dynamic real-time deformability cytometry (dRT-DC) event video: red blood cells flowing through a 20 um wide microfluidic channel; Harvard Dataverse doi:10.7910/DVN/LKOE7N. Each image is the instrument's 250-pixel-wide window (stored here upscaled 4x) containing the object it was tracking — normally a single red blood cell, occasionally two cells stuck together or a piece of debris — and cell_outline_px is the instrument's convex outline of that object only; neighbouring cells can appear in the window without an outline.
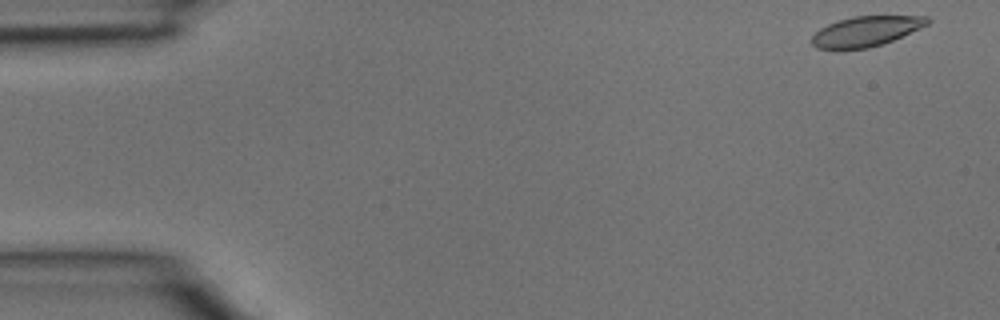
{"species": "common noctule bat (a hibernating species)", "species_latin": "Nyctalus noctula", "temperature_condition": "room temperature", "stored_images_in_passage": 5, "camera_frame_rate_fps": 3000, "um_per_image_px": 0.085, "animal": {"sex": "male", "body_mass_g": 15.6}, "frame": {"image": 1, "passage_image": 1, "time_ms": 0.0, "image_size_px": [1000, 320], "cell_outline_px": [[932, 20], [928, 24], [920, 28], [892, 40], [868, 48], [816, 48], [812, 44], [812, 36], [820, 28], [828, 24], [852, 16], [928, 16]], "centroid_in_image_um": [73.63, 2.64], "position_along_channel_um": 11.4, "area_um2": 19.88}}
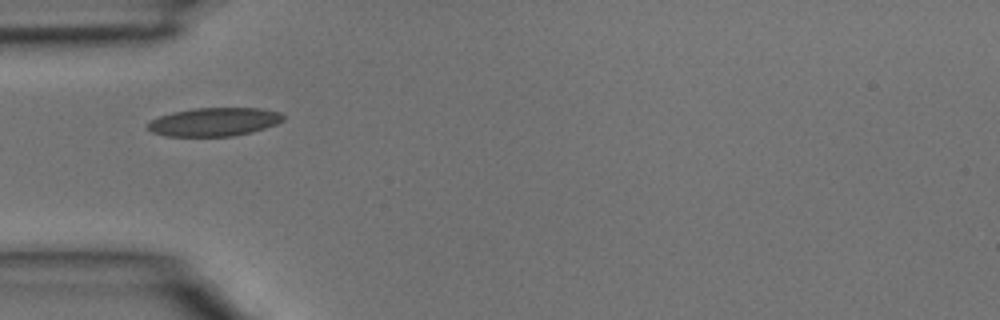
{"frame": {"image": 2, "passage_image": 4, "time_ms": 1.0, "image_size_px": [1000, 320], "cell_outline_px": [[284, 120], [276, 124], [252, 132], [232, 136], [164, 136], [152, 132], [148, 128], [148, 124], [152, 120], [160, 116], [172, 112], [196, 108], [260, 108], [280, 112], [284, 116]], "centroid_in_image_um": [18.22, 10.36], "position_along_channel_um": 66.8, "area_um2": 22.37}}
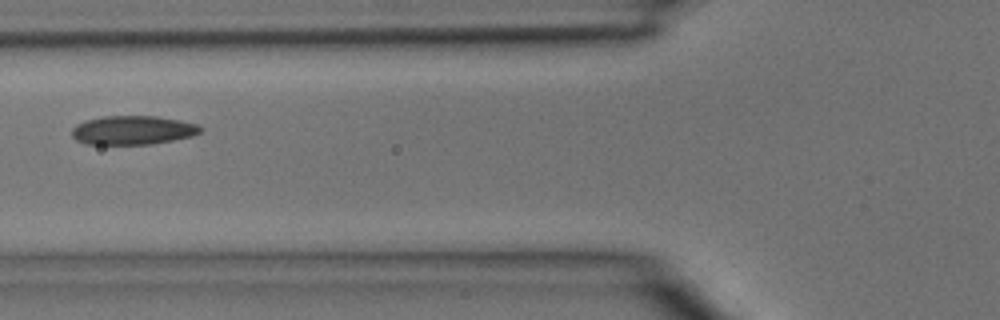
{"frame": {"image": 3, "passage_image": 5, "time_ms": 1.333, "image_size_px": [1000, 320], "cell_outline_px": [[204, 128], [200, 132], [192, 136], [152, 144], [84, 144], [76, 140], [72, 136], [72, 128], [76, 124], [84, 120], [104, 116], [156, 116], [180, 120], [196, 124]], "centroid_in_image_um": [11.26, 11.06], "position_along_channel_um": 114.5, "area_um2": 21.73}}